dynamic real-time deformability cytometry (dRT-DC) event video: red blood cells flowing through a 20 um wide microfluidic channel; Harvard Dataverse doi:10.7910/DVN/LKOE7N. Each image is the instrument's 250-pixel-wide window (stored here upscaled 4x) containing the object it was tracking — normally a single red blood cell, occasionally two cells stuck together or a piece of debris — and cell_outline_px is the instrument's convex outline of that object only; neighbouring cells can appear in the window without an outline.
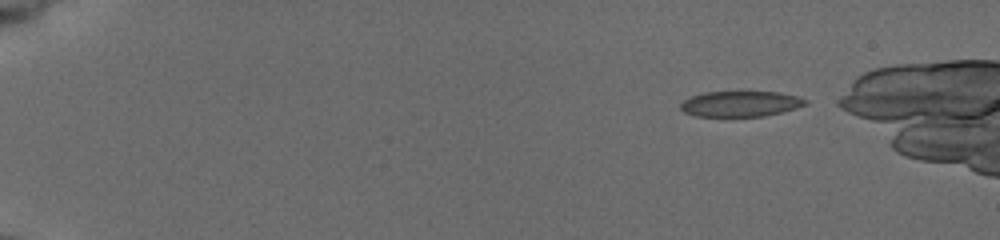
{"species": "common noctule bat (a hibernating species)", "species_latin": "Nyctalus noctula", "temperature_condition": "cold", "stored_images_in_passage": 5, "camera_frame_rate_fps": 3000, "um_per_image_px": 0.085, "animal": {"sex": "female", "body_mass_g": 19.5, "forearm_length_mm": 54.1}, "frame": {"image": 1, "passage_image": 1, "time_ms": 0.0, "image_size_px": [1000, 240], "cell_outline_px": [[808, 104], [796, 108], [764, 116], [696, 116], [684, 112], [680, 108], [680, 104], [684, 100], [692, 96], [704, 92], [780, 92], [796, 96], [808, 100]], "centroid_in_image_um": [62.95, 8.82], "position_along_channel_um": 22.1, "area_um2": 18.5}}